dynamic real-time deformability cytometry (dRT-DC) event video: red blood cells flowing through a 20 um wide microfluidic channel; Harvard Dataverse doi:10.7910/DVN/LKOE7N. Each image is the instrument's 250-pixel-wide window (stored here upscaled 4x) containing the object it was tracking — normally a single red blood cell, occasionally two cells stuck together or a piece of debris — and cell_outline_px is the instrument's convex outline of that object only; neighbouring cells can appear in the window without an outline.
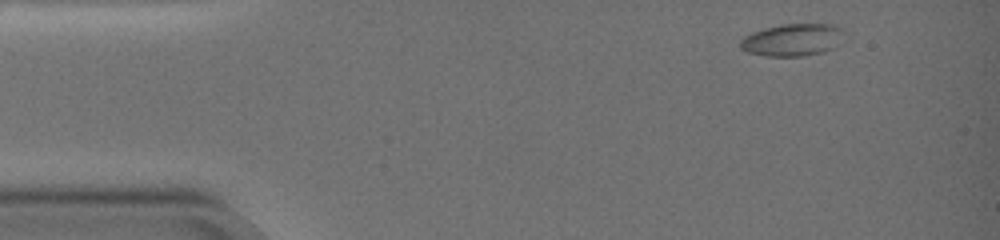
{"species": "common noctule bat (a hibernating species)", "species_latin": "Nyctalus noctula", "temperature_condition": "warm", "stored_images_in_passage": 57, "camera_frame_rate_fps": 3000, "um_per_image_px": 0.085, "animal": {"sex": "female", "body_mass_g": 19.0, "forearm_length_mm": 51.5}, "frame": {"image": 1, "passage_image": 1, "time_ms": 0.0, "image_size_px": [1000, 240], "cell_outline_px": [[828, 28], [816, 52], [796, 56], [772, 56], [752, 52], [744, 48], [740, 44], [748, 36], [756, 32], [768, 28], [792, 24], [816, 24]], "centroid_in_image_um": [66.83, 3.42], "position_along_channel_um": 18.2, "area_um2": 15.2}}
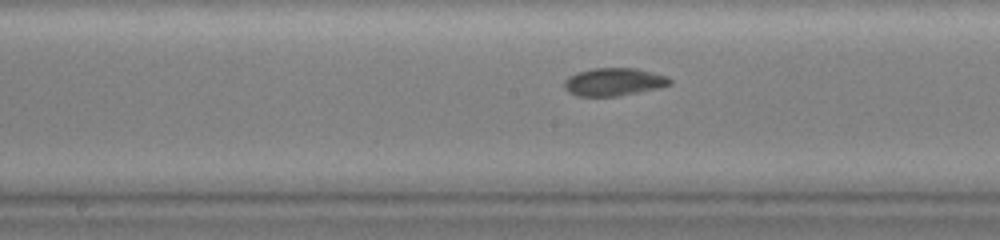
{"frame": {"image": 2, "passage_image": 29, "time_ms": 9.333, "image_size_px": [1000, 240], "cell_outline_px": [[672, 80], [668, 84], [652, 88], [616, 96], [580, 96], [572, 92], [564, 84], [572, 76], [580, 72], [592, 68], [636, 68], [664, 76]], "centroid_in_image_um": [52.17, 6.94], "position_along_channel_um": 196.0, "area_um2": 16.07}}
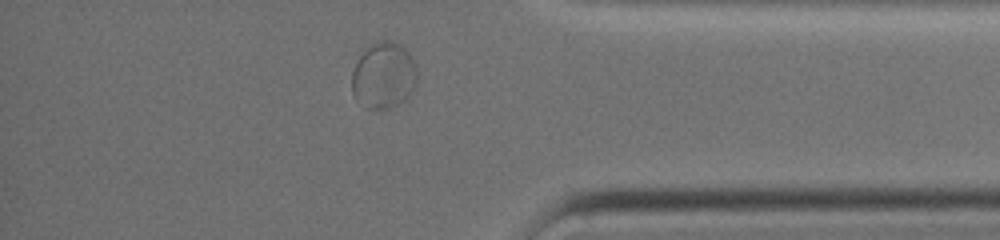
{"frame": {"image": 3, "passage_image": 51, "time_ms": 16.667, "image_size_px": [1000, 240], "cell_outline_px": [[416, 88], [404, 100], [388, 108], [364, 108], [352, 96], [352, 72], [356, 60], [368, 44], [376, 40], [388, 40], [400, 44], [412, 56], [416, 64]], "centroid_in_image_um": [32.59, 6.39], "position_along_channel_um": 402.6, "area_um2": 25.72}, "authors_computed_cell_mechanics": {"area_um2": 16.2418, "velocity_mm_per_s": 2.9154, "shape_relaxation_time_tau1_ms": null, "shape_relaxation_time_tau2_ms": 1.5378, "deformation_change_tau1": null, "deformation_change_tau2": 0.045}}